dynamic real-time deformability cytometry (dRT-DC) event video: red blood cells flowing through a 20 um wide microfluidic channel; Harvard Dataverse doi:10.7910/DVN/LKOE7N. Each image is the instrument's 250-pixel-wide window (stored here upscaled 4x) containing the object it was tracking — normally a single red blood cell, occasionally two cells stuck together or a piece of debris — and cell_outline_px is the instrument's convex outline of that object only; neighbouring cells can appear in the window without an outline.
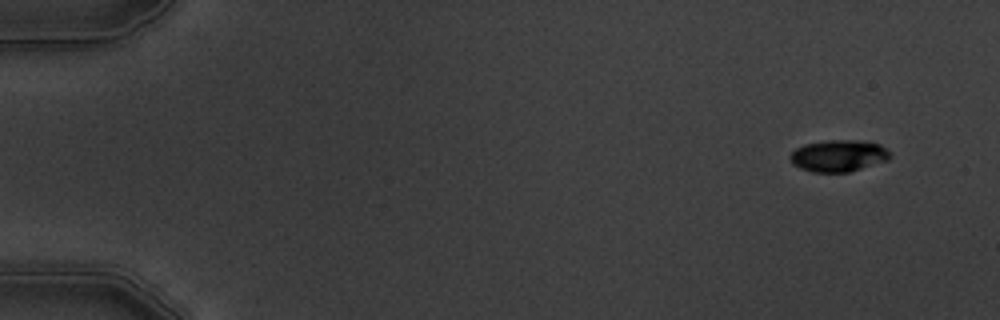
{"species": "common noctule bat (a hibernating species)", "species_latin": "Nyctalus noctula", "temperature_condition": "warm", "stored_images_in_passage": 10, "camera_frame_rate_fps": 3000, "um_per_image_px": 0.085, "animal": {"sex": "male", "body_mass_g": 19.5, "forearm_length_mm": 54.6}, "frame": {"image": 1, "passage_image": 1, "time_ms": 0.0, "image_size_px": [1000, 320], "cell_outline_px": [[888, 160], [848, 172], [812, 172], [800, 168], [792, 164], [788, 156], [796, 148], [804, 144], [824, 140], [860, 140], [880, 144], [888, 152]], "centroid_in_image_um": [71.21, 13.23], "position_along_channel_um": 13.8, "area_um2": 18.44}}
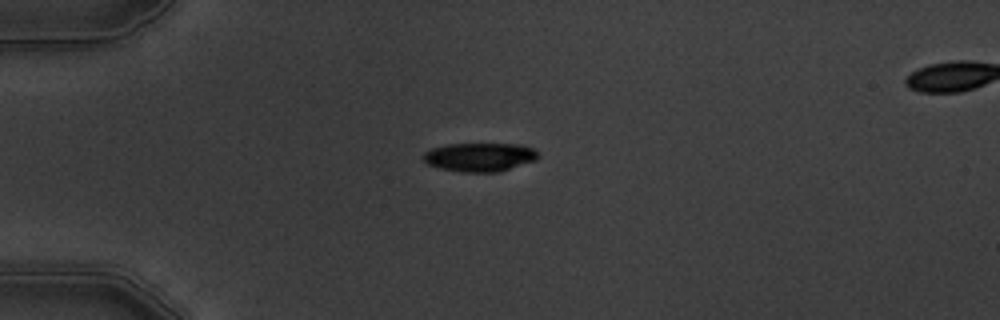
{"frame": {"image": 2, "passage_image": 4, "time_ms": 3.667, "image_size_px": [1000, 320], "cell_outline_px": [[540, 156], [536, 160], [496, 172], [464, 172], [440, 168], [428, 164], [424, 160], [424, 152], [432, 148], [448, 144], [520, 144], [532, 148]], "centroid_in_image_um": [40.77, 13.34], "position_along_channel_um": 44.2, "area_um2": 18.96}}